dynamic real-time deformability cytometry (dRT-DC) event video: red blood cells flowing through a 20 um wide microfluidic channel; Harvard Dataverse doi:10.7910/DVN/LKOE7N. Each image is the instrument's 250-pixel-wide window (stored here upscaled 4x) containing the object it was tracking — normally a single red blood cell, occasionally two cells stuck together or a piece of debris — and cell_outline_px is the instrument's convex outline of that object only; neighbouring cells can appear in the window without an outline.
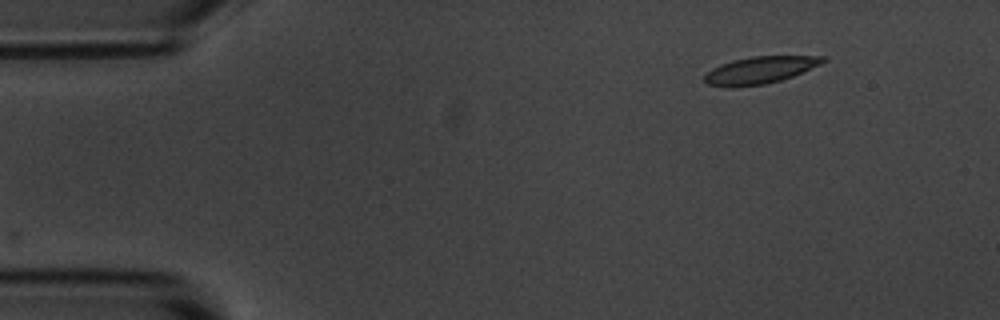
{"species": "common noctule bat (a hibernating species)", "species_latin": "Nyctalus noctula", "temperature_condition": "room temperature", "stored_images_in_passage": 2, "camera_frame_rate_fps": 3000, "um_per_image_px": 0.085, "animal": {"sex": "male", "body_mass_g": 20.1, "forearm_length_mm": 53.5}, "frame": {"image": 1, "passage_image": 2, "time_ms": 1.333, "image_size_px": [1000, 320], "cell_outline_px": [[828, 60], [820, 64], [792, 76], [780, 80], [764, 84], [704, 84], [704, 76], [712, 68], [720, 64], [732, 60], [752, 56], [828, 56]], "centroid_in_image_um": [64.67, 5.9], "position_along_channel_um": 20.3, "area_um2": 17.92}}